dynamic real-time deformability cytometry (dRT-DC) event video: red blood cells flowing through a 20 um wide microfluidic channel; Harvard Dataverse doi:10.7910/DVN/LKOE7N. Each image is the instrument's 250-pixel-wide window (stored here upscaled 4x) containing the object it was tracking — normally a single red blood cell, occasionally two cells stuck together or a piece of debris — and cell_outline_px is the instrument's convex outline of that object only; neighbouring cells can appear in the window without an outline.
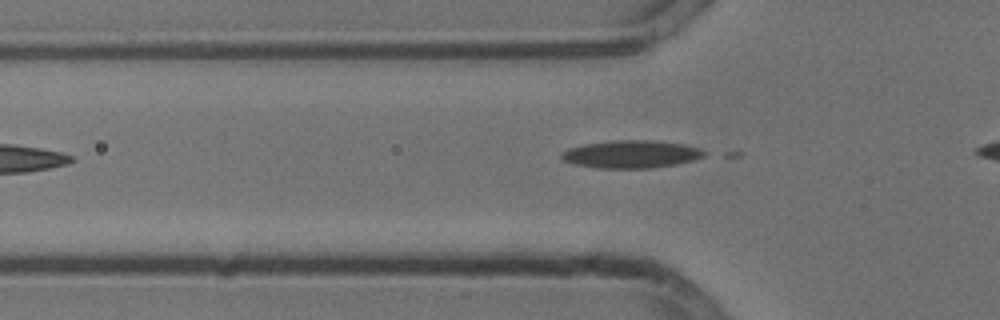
{"species": "common noctule bat (a hibernating species)", "species_latin": "Nyctalus noctula", "temperature_condition": "cold", "stored_images_in_passage": 29, "camera_frame_rate_fps": 3000, "um_per_image_px": 0.085, "animal": {"sex": "male", "body_mass_g": 13.3}, "frame": {"image": 1, "passage_image": 2, "time_ms": 0.333, "image_size_px": [1000, 320], "cell_outline_px": [[704, 152], [700, 156], [692, 160], [672, 164], [648, 168], [596, 168], [576, 164], [564, 160], [560, 156], [564, 152], [572, 148], [588, 144], [616, 140], [648, 140], [680, 144], [696, 148]], "centroid_in_image_um": [53.59, 13.11], "position_along_channel_um": 72.2, "area_um2": 22.02}}
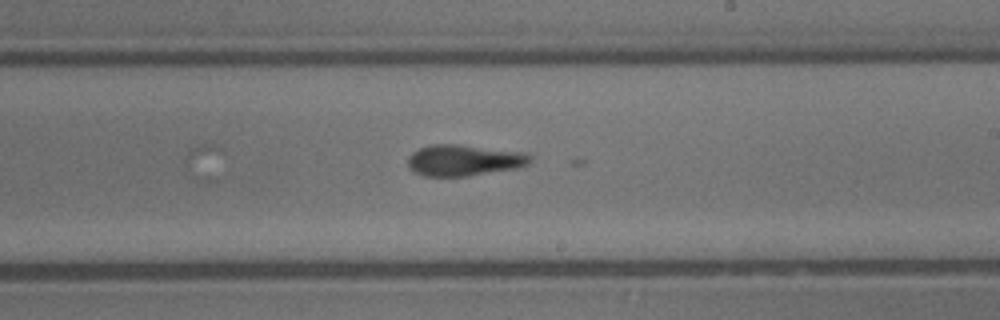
{"frame": {"image": 2, "passage_image": 16, "time_ms": 5.0, "image_size_px": [1000, 320], "cell_outline_px": [[528, 160], [524, 164], [512, 168], [468, 176], [424, 176], [416, 172], [408, 164], [408, 160], [412, 152], [420, 148], [432, 144], [456, 144], [516, 152], [528, 156]], "centroid_in_image_um": [39.29, 13.62], "position_along_channel_um": 249.7, "area_um2": 21.15}}
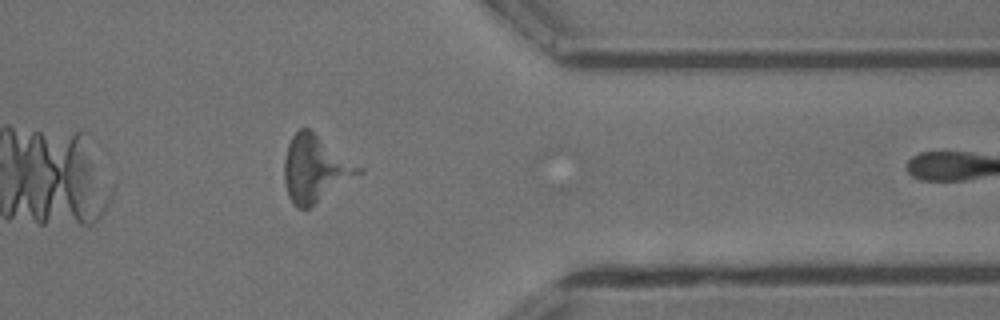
{"frame": {"image": 3, "passage_image": 28, "time_ms": 9.0, "image_size_px": [1000, 320], "cell_outline_px": [[340, 168], [316, 200], [308, 208], [296, 208], [292, 204], [288, 196], [284, 180], [284, 160], [288, 144], [292, 136], [300, 128], [308, 128], [316, 136]], "centroid_in_image_um": [26.11, 14.33], "position_along_channel_um": 385.3, "area_um2": 21.44}}